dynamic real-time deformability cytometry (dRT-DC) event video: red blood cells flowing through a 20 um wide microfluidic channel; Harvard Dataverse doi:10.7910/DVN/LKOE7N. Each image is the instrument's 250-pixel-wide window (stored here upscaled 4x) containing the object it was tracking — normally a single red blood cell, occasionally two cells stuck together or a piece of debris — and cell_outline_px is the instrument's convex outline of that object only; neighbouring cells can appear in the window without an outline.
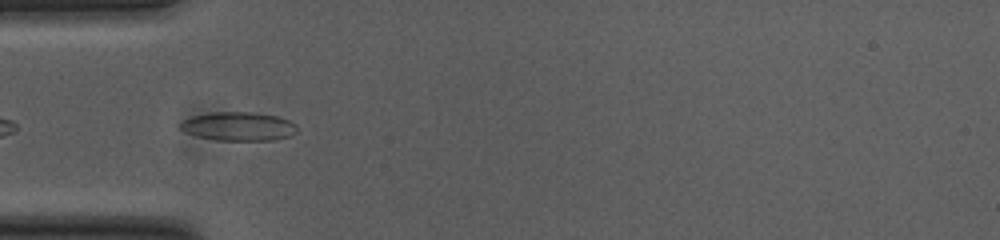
{"species": "common noctule bat (a hibernating species)", "species_latin": "Nyctalus noctula", "temperature_condition": "cold", "stored_images_in_passage": 36, "camera_frame_rate_fps": 3000, "um_per_image_px": 0.085, "animal": {"sex": "female", "body_mass_g": 23.0, "forearm_length_mm": 53.4}, "frame": {"image": 1, "passage_image": 3, "time_ms": 0.667, "image_size_px": [1000, 240], "cell_outline_px": [[296, 132], [288, 136], [272, 140], [216, 140], [196, 136], [184, 132], [180, 128], [180, 124], [184, 120], [192, 116], [212, 112], [252, 112], [276, 116], [288, 120], [296, 124]], "centroid_in_image_um": [20.24, 10.74], "position_along_channel_um": 64.8, "area_um2": 19.42}}
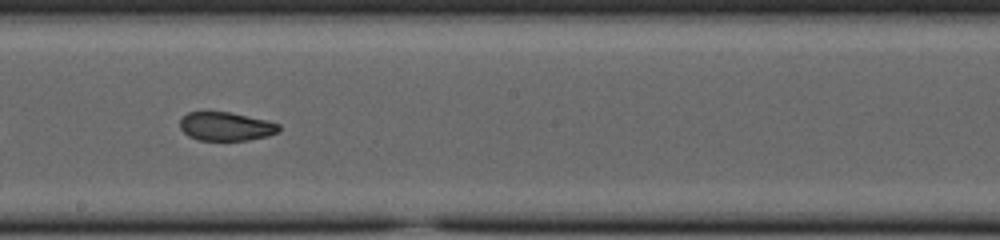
{"frame": {"image": 2, "passage_image": 16, "time_ms": 5.0, "image_size_px": [1000, 240], "cell_outline_px": [[280, 132], [268, 136], [248, 140], [196, 140], [188, 136], [180, 128], [180, 120], [188, 112], [228, 112], [268, 120], [280, 124]], "centroid_in_image_um": [19.23, 10.75], "position_along_channel_um": 229.0, "area_um2": 16.59}}
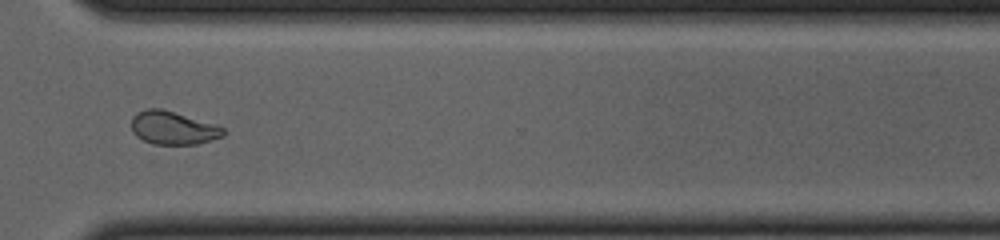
{"frame": {"image": 3, "passage_image": 26, "time_ms": 8.333, "image_size_px": [1000, 240], "cell_outline_px": [[224, 136], [212, 140], [196, 144], [152, 144], [136, 136], [132, 132], [132, 116], [136, 112], [148, 108], [160, 108], [220, 124], [224, 128]], "centroid_in_image_um": [14.74, 10.86], "position_along_channel_um": 355.9, "area_um2": 18.09}, "authors_computed_cell_mechanics": {"area_um2": 18.207, "velocity_mm_per_s": 3.7945, "shape_relaxation_time_tau1_ms": null, "shape_relaxation_time_tau2_ms": 1.6203, "deformation_change_tau1": null, "deformation_change_tau2": 0.0611}}